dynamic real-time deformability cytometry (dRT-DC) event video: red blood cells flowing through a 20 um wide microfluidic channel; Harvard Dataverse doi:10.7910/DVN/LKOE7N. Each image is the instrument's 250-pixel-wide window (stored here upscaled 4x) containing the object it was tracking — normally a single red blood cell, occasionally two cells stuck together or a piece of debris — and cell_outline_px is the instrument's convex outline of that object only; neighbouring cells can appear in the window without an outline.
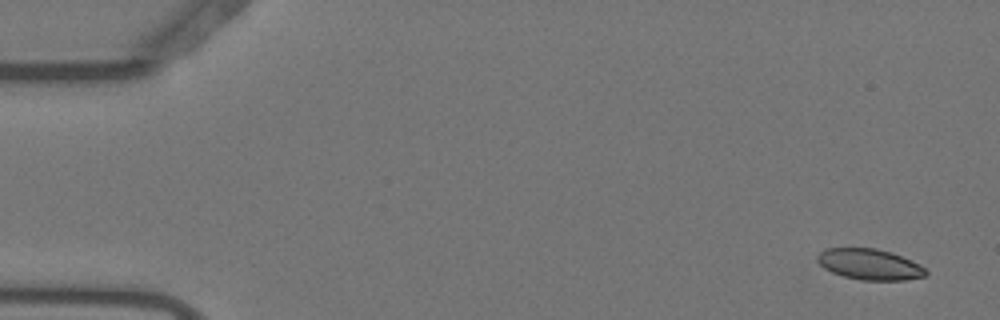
{"species": "Egyptian fruit bat (a non-hibernating species)", "species_latin": "Rousettus aegyptiacus", "temperature_condition": "warm", "stored_images_in_passage": 40, "camera_frame_rate_fps": 3000, "um_per_image_px": 0.085, "animal": {"sex": "female"}, "frame": {"image": 1, "passage_image": 3, "time_ms": 0.667, "image_size_px": [1000, 320], "cell_outline_px": [[928, 272], [924, 276], [904, 280], [860, 280], [844, 276], [832, 272], [824, 268], [816, 260], [816, 256], [820, 252], [828, 248], [876, 248], [892, 252], [920, 264]], "centroid_in_image_um": [73.91, 22.46], "position_along_channel_um": 11.1, "area_um2": 19.48}}
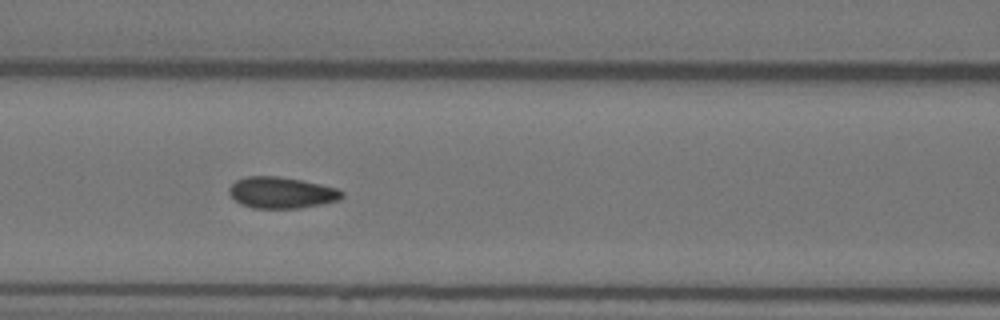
{"frame": {"image": 2, "passage_image": 24, "time_ms": 7.667, "image_size_px": [1000, 320], "cell_outline_px": [[344, 196], [340, 200], [300, 208], [252, 208], [240, 204], [228, 192], [228, 188], [236, 180], [248, 176], [280, 176], [304, 180], [336, 188], [344, 192]], "centroid_in_image_um": [23.93, 16.37], "position_along_channel_um": 142.7, "area_um2": 20.69}}
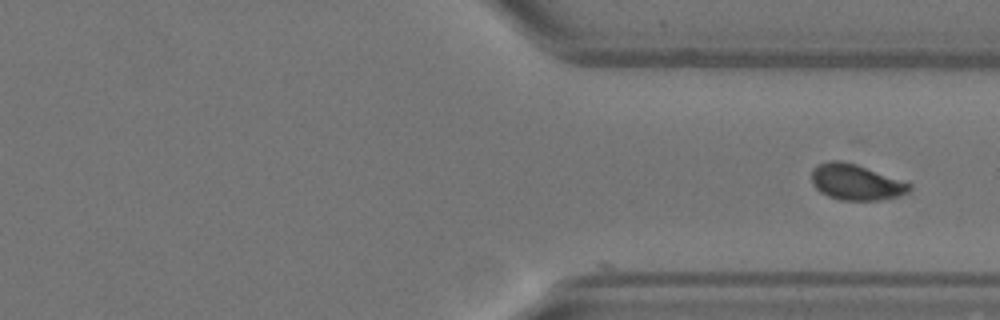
{"frame": {"image": 3, "passage_image": 40, "time_ms": 13.0, "image_size_px": [1000, 320], "cell_outline_px": [[912, 188], [908, 192], [900, 196], [880, 200], [840, 200], [828, 196], [820, 192], [812, 184], [812, 168], [820, 164], [832, 160], [840, 160], [856, 164], [912, 184]], "centroid_in_image_um": [72.75, 15.49], "position_along_channel_um": 338.6, "area_um2": 20.35}}